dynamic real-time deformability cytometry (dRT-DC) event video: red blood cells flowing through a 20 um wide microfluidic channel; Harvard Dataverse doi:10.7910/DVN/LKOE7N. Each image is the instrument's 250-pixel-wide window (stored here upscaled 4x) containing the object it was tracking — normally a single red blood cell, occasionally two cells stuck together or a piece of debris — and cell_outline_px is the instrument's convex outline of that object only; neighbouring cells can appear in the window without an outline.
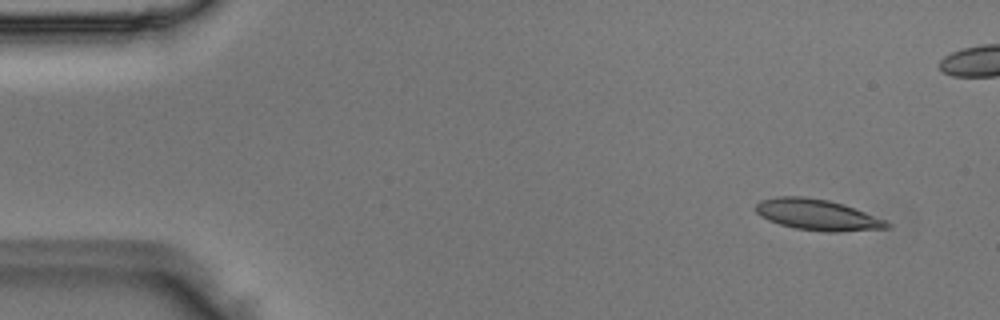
{"species": "Egyptian fruit bat (a non-hibernating species)", "species_latin": "Rousettus aegyptiacus", "temperature_condition": "room temperature", "stored_images_in_passage": 5, "camera_frame_rate_fps": 3000, "um_per_image_px": 0.085, "animal": {"sex": "male"}, "frame": {"image": 1, "passage_image": 1, "time_ms": 0.0, "image_size_px": [1000, 320], "cell_outline_px": [[892, 228], [840, 232], [824, 232], [796, 228], [780, 224], [768, 220], [760, 216], [756, 212], [756, 204], [760, 200], [776, 196], [804, 196], [828, 200], [844, 204], [884, 220], [892, 224]], "centroid_in_image_um": [69.48, 18.26], "position_along_channel_um": 15.5, "area_um2": 23.76}}
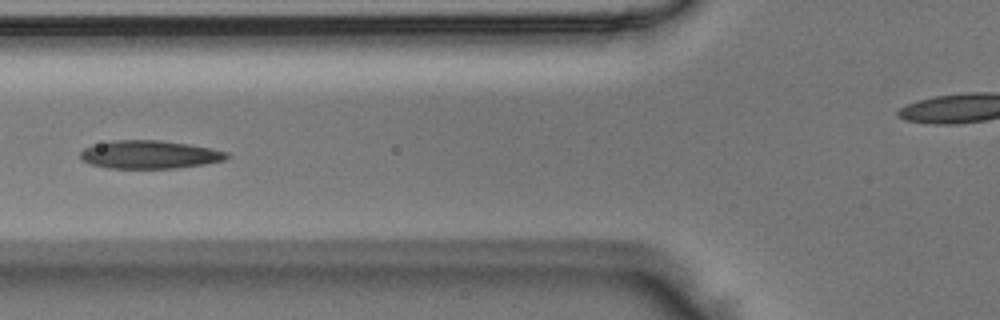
{"frame": {"image": 2, "passage_image": 4, "time_ms": 1.0, "image_size_px": [1000, 320], "cell_outline_px": [[228, 156], [224, 160], [204, 164], [176, 168], [108, 168], [92, 164], [84, 160], [80, 156], [80, 152], [84, 148], [108, 140], [160, 140], [188, 144], [212, 148], [228, 152]], "centroid_in_image_um": [12.71, 13.13], "position_along_channel_um": 113.1, "area_um2": 23.93}}